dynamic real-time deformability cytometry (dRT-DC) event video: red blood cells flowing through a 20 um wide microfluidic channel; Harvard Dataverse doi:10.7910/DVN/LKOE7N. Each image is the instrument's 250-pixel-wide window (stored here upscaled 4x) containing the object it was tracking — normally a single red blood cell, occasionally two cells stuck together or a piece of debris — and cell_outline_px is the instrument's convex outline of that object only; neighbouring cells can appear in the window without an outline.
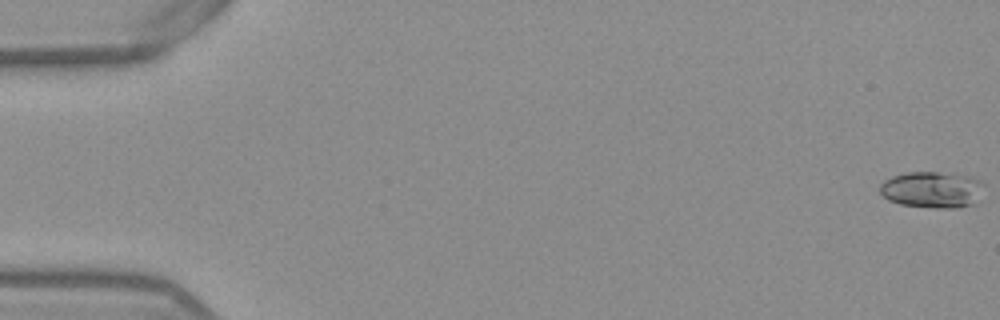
{"species": "Egyptian fruit bat (a non-hibernating species)", "species_latin": "Rousettus aegyptiacus", "temperature_condition": "warm", "stored_images_in_passage": 54, "camera_frame_rate_fps": 3000, "um_per_image_px": 0.085, "frame": {"image": 1, "passage_image": 1, "time_ms": 0.0, "image_size_px": [1000, 320], "cell_outline_px": [[984, 184], [972, 204], [956, 208], [936, 208], [900, 204], [888, 200], [880, 192], [880, 184], [884, 180], [892, 176], [908, 172], [936, 172], [972, 176], [980, 180]], "centroid_in_image_um": [79.19, 16.11], "position_along_channel_um": 5.8, "area_um2": 21.85}}
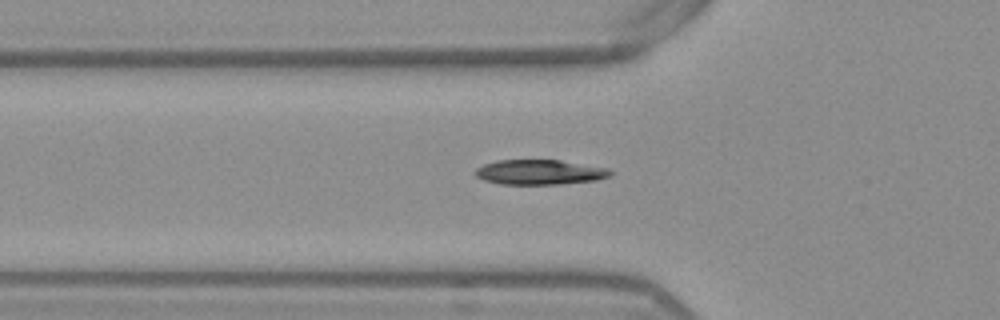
{"frame": {"image": 2, "passage_image": 19, "time_ms": 6.0, "image_size_px": [1000, 320], "cell_outline_px": [[612, 172], [608, 176], [596, 180], [560, 184], [500, 184], [484, 180], [476, 176], [472, 172], [476, 168], [484, 164], [496, 160], [560, 160], [608, 168]], "centroid_in_image_um": [45.82, 14.63], "position_along_channel_um": 80.0, "area_um2": 19.59}}
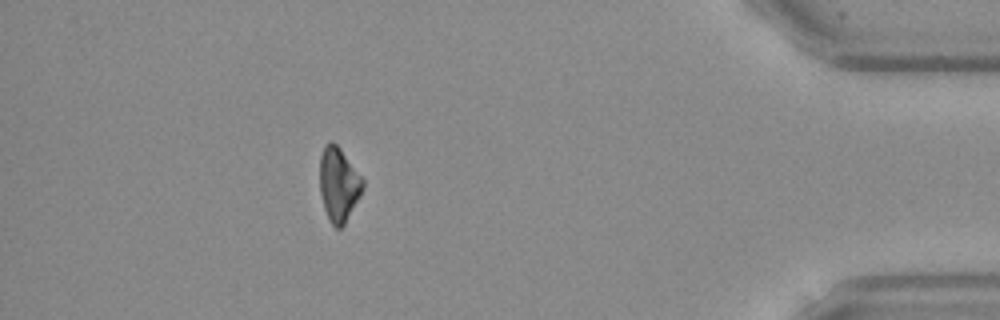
{"frame": {"image": 3, "passage_image": 48, "time_ms": 15.667, "image_size_px": [1000, 320], "cell_outline_px": [[364, 188], [360, 196], [344, 224], [340, 228], [336, 228], [328, 220], [324, 208], [320, 192], [320, 156], [324, 144], [332, 140], [340, 148], [364, 180]], "centroid_in_image_um": [28.77, 15.66], "position_along_channel_um": 406.4, "area_um2": 18.55}, "authors_computed_cell_mechanics": {"area_um2": 19.8832, "velocity_mm_per_s": 3.8778, "shape_relaxation_time_tau1_ms": 4.0608, "shape_relaxation_time_tau2_ms": 2.6987, "deformation_change_tau1": 0.1616, "deformation_change_tau2": 0.0804}}